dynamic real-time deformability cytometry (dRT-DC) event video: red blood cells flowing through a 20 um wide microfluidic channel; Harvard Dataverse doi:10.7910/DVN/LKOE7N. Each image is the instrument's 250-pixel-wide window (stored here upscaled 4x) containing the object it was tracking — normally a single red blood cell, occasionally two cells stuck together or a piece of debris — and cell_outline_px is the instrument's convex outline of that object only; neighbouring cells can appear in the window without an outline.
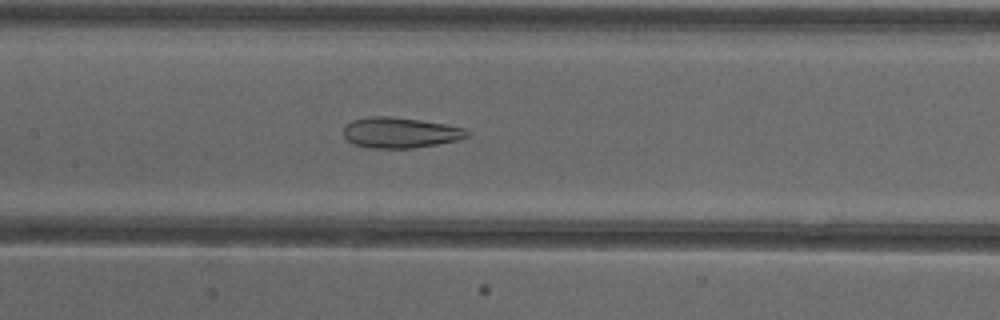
{"species": "common noctule bat (a hibernating species)", "species_latin": "Nyctalus noctula", "temperature_condition": "cold", "stored_images_in_passage": 47, "camera_frame_rate_fps": 3000, "um_per_image_px": 0.085, "animal": {"sex": "female"}, "frame": {"image": 1, "passage_image": 24, "time_ms": 7.667, "image_size_px": [1000, 320], "cell_outline_px": [[472, 132], [468, 136], [456, 140], [436, 144], [412, 148], [372, 148], [352, 144], [344, 136], [344, 124], [352, 120], [368, 116], [392, 116], [420, 120], [468, 128]], "centroid_in_image_um": [34.01, 11.26], "position_along_channel_um": 173.4, "area_um2": 22.2}}
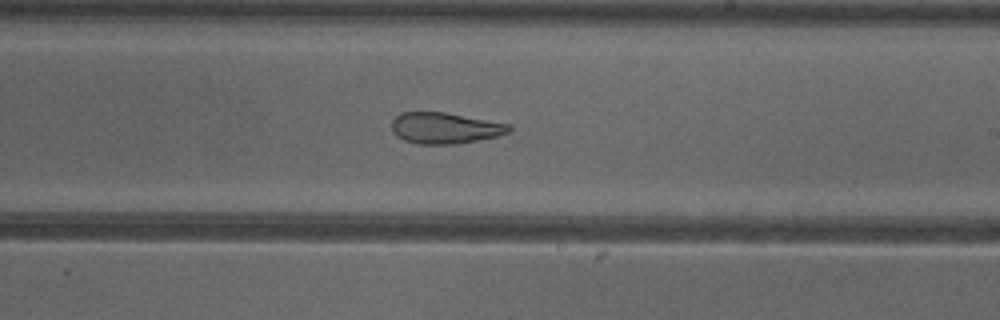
{"frame": {"image": 2, "passage_image": 30, "time_ms": 9.667, "image_size_px": [1000, 320], "cell_outline_px": [[512, 132], [496, 136], [456, 144], [420, 144], [404, 140], [396, 136], [392, 132], [392, 120], [400, 112], [444, 112], [508, 124], [512, 128]], "centroid_in_image_um": [37.79, 10.88], "position_along_channel_um": 251.2, "area_um2": 21.15}}
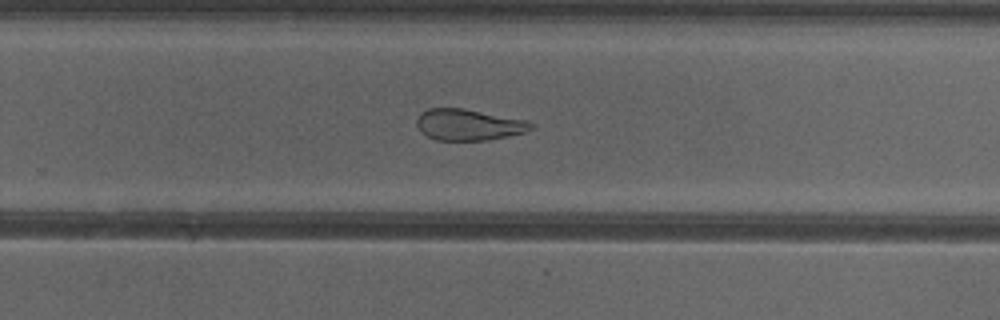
{"frame": {"image": 3, "passage_image": 33, "time_ms": 10.667, "image_size_px": [1000, 320], "cell_outline_px": [[536, 128], [524, 132], [508, 136], [488, 140], [436, 140], [420, 132], [416, 124], [416, 120], [420, 112], [428, 108], [464, 108], [528, 120], [536, 124]], "centroid_in_image_um": [39.86, 10.59], "position_along_channel_um": 289.9, "area_um2": 21.15}, "authors_computed_cell_mechanics": {"area_um2": 22.4264, "velocity_mm_per_s": 3.9191, "shape_relaxation_time_tau1_ms": null, "shape_relaxation_time_tau2_ms": 2.294, "deformation_change_tau1": null, "deformation_change_tau2": 0.117}}